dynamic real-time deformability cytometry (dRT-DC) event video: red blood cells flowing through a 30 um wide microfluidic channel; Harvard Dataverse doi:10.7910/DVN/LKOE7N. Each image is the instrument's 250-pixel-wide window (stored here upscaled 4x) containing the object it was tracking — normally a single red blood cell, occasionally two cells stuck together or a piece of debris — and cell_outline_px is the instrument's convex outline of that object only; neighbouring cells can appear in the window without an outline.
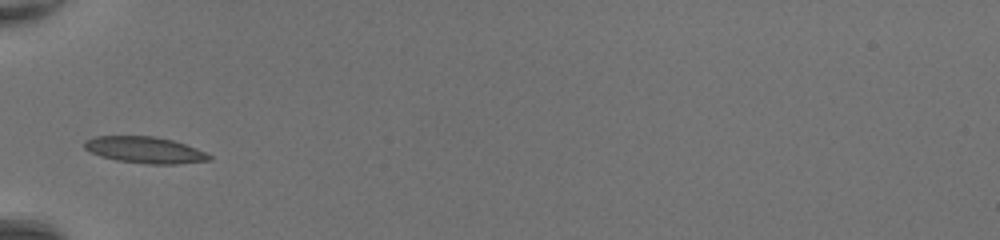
{"species": "common noctule bat (a hibernating species)", "species_latin": "Nyctalus noctula", "temperature_condition": "room temperature", "stored_images_in_passage": 31, "camera_frame_rate_fps": 3000, "um_per_image_px": 0.085, "animal": {"sex": "female", "body_mass_g": 20.0, "forearm_length_mm": 54.0}, "frame": {"image": 1, "passage_image": 1, "time_ms": 0.0, "image_size_px": [1000, 240], "cell_outline_px": [[212, 160], [176, 164], [148, 164], [116, 160], [100, 156], [84, 148], [84, 140], [96, 136], [156, 136], [172, 140], [196, 148], [212, 156]], "centroid_in_image_um": [12.31, 12.74], "position_along_channel_um": 72.7, "area_um2": 19.19}}
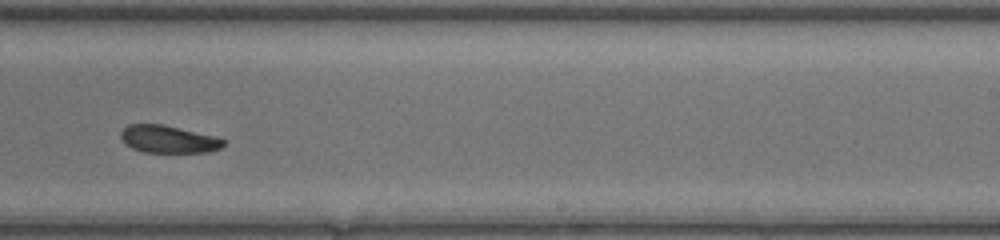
{"frame": {"image": 2, "passage_image": 15, "time_ms": 4.667, "image_size_px": [1000, 240], "cell_outline_px": [[224, 144], [220, 148], [208, 152], [144, 152], [132, 148], [124, 144], [120, 136], [120, 132], [128, 124], [164, 124], [212, 136], [224, 140]], "centroid_in_image_um": [14.24, 11.83], "position_along_channel_um": 274.8, "area_um2": 16.3}}
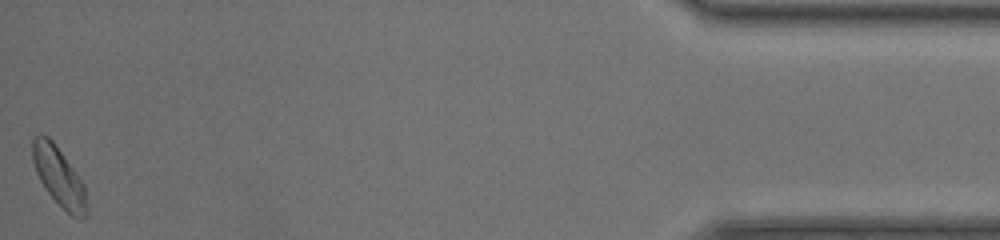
{"frame": {"image": 3, "passage_image": 31, "time_ms": 10.0, "image_size_px": [1000, 240], "cell_outline_px": [[88, 212], [84, 216], [72, 216], [48, 192], [40, 180], [36, 172], [32, 160], [32, 140], [40, 132], [48, 136], [52, 140], [84, 184], [88, 208]], "centroid_in_image_um": [4.99, 14.97], "position_along_channel_um": 430.2, "area_um2": 18.21}, "authors_computed_cell_mechanics": {"area_um2": 17.4556, "velocity_mm_per_s": 4.3743, "shape_relaxation_time_tau1_ms": 3.7662, "shape_relaxation_time_tau2_ms": null, "deformation_change_tau1": 0.1066, "deformation_change_tau2": null}}